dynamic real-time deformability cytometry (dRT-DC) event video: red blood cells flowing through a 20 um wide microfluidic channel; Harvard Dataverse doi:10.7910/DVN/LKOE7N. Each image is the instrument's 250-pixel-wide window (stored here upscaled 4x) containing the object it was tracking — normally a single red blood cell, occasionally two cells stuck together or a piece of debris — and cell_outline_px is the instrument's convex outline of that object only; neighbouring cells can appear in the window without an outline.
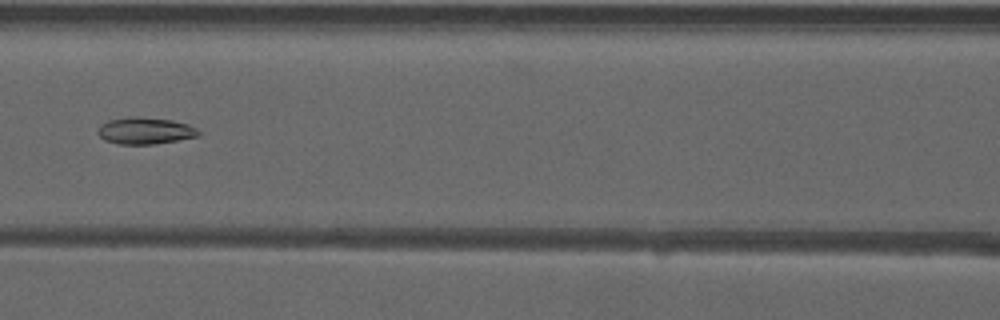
{"species": "common noctule bat (a hibernating species)", "species_latin": "Nyctalus noctula", "temperature_condition": "warm", "stored_images_in_passage": 46, "camera_frame_rate_fps": 3000, "um_per_image_px": 0.085, "animal": {"sex": "male", "forearm_length_mm": 52.5}, "frame": {"image": 1, "passage_image": 18, "time_ms": 5.667, "image_size_px": [1000, 320], "cell_outline_px": [[200, 136], [152, 144], [120, 144], [104, 140], [96, 132], [100, 124], [108, 120], [128, 116], [136, 116], [172, 120], [188, 124], [196, 128], [200, 132]], "centroid_in_image_um": [12.31, 11.1], "position_along_channel_um": 154.3, "area_um2": 15.78}}
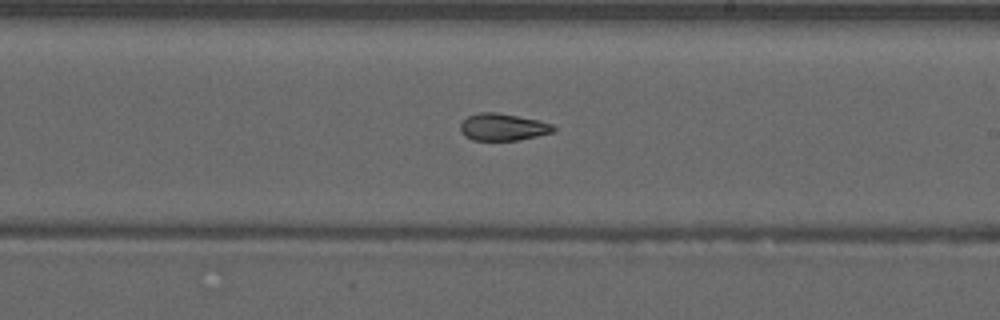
{"frame": {"image": 2, "passage_image": 25, "time_ms": 8.0, "image_size_px": [1000, 320], "cell_outline_px": [[556, 128], [552, 132], [536, 136], [516, 140], [472, 140], [464, 136], [460, 132], [460, 124], [468, 116], [480, 112], [496, 112], [536, 120], [552, 124]], "centroid_in_image_um": [42.69, 10.8], "position_along_channel_um": 246.3, "area_um2": 14.51}}
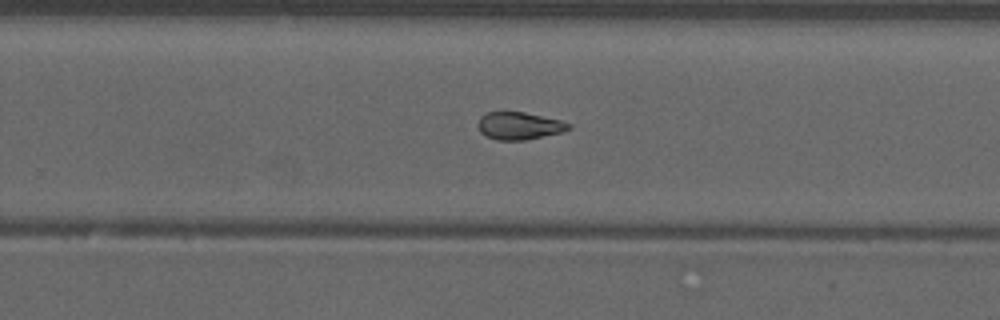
{"frame": {"image": 3, "passage_image": 28, "time_ms": 9.0, "image_size_px": [1000, 320], "cell_outline_px": [[572, 128], [564, 132], [524, 140], [496, 140], [484, 136], [480, 132], [476, 124], [480, 116], [488, 112], [524, 112], [560, 120], [572, 124]], "centroid_in_image_um": [44.12, 10.7], "position_along_channel_um": 285.7, "area_um2": 14.74}, "authors_computed_cell_mechanics": {"area_um2": 15.6349, "velocity_mm_per_s": 3.959, "shape_relaxation_time_tau1_ms": null, "shape_relaxation_time_tau2_ms": 3.2401, "deformation_change_tau1": null, "deformation_change_tau2": 0.0892}}